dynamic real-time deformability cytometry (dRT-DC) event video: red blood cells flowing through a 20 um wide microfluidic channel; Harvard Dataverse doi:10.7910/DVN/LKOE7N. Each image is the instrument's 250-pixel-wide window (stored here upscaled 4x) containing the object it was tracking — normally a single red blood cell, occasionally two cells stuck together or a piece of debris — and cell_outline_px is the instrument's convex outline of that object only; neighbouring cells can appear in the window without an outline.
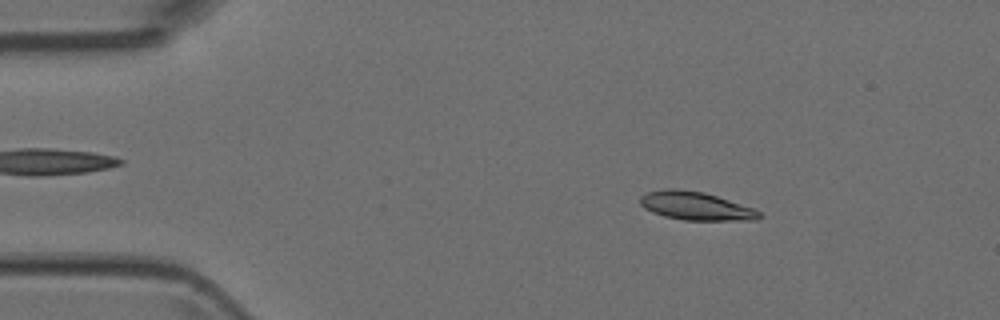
{"species": "Egyptian fruit bat (a non-hibernating species)", "species_latin": "Rousettus aegyptiacus", "temperature_condition": "room temperature", "stored_images_in_passage": 4, "camera_frame_rate_fps": 3000, "um_per_image_px": 0.085, "animal": {"sex": "female"}, "frame": {"image": 1, "passage_image": 2, "time_ms": 0.333, "image_size_px": [1000, 320], "cell_outline_px": [[764, 216], [756, 220], [684, 220], [664, 216], [652, 212], [644, 208], [640, 204], [640, 196], [648, 192], [668, 188], [676, 188], [704, 192], [756, 208]], "centroid_in_image_um": [59.18, 17.51], "position_along_channel_um": 25.8, "area_um2": 19.83}}
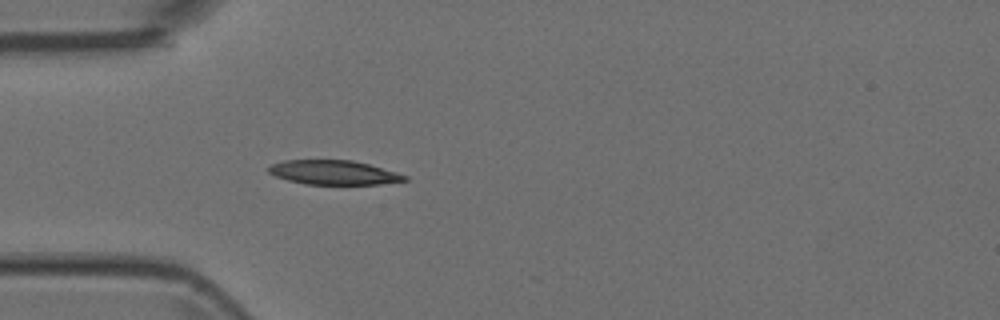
{"frame": {"image": 2, "passage_image": 4, "time_ms": 1.0, "image_size_px": [1000, 320], "cell_outline_px": [[408, 180], [380, 184], [304, 184], [288, 180], [276, 176], [268, 172], [268, 168], [272, 164], [284, 160], [352, 160], [368, 164], [396, 172], [408, 176]], "centroid_in_image_um": [28.36, 14.66], "position_along_channel_um": 56.6, "area_um2": 19.13}}